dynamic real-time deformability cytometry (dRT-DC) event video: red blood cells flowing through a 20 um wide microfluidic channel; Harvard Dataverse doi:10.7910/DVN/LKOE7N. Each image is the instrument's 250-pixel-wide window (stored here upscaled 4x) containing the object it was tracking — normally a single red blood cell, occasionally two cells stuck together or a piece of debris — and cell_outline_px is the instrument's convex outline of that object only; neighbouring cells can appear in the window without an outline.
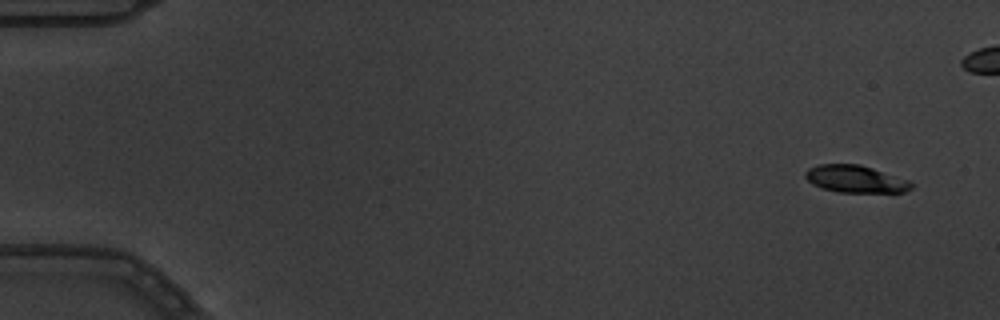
{"species": "common noctule bat (a hibernating species)", "species_latin": "Nyctalus noctula", "temperature_condition": "warm", "stored_images_in_passage": 7, "camera_frame_rate_fps": 3000, "um_per_image_px": 0.085, "animal": {"sex": "male", "body_mass_g": 19.5, "forearm_length_mm": 54.6}, "frame": {"image": 1, "passage_image": 1, "time_ms": 0.0, "image_size_px": [1000, 320], "cell_outline_px": [[916, 184], [912, 188], [904, 192], [836, 192], [812, 184], [804, 176], [804, 172], [808, 168], [820, 164], [860, 164], [908, 180]], "centroid_in_image_um": [72.71, 15.21], "position_along_channel_um": 12.3, "area_um2": 16.82}}